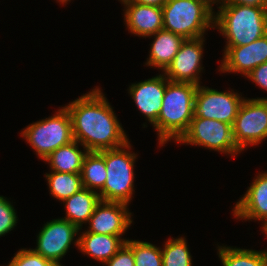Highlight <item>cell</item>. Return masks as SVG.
<instances>
[{
  "label": "cell",
  "mask_w": 267,
  "mask_h": 266,
  "mask_svg": "<svg viewBox=\"0 0 267 266\" xmlns=\"http://www.w3.org/2000/svg\"><path fill=\"white\" fill-rule=\"evenodd\" d=\"M73 137L88 152H100L129 142L112 106L96 87L67 106Z\"/></svg>",
  "instance_id": "cell-1"
},
{
  "label": "cell",
  "mask_w": 267,
  "mask_h": 266,
  "mask_svg": "<svg viewBox=\"0 0 267 266\" xmlns=\"http://www.w3.org/2000/svg\"><path fill=\"white\" fill-rule=\"evenodd\" d=\"M197 88L193 83L167 82L162 108L152 125L157 130L159 145L163 146L171 139L177 142L188 130Z\"/></svg>",
  "instance_id": "cell-2"
},
{
  "label": "cell",
  "mask_w": 267,
  "mask_h": 266,
  "mask_svg": "<svg viewBox=\"0 0 267 266\" xmlns=\"http://www.w3.org/2000/svg\"><path fill=\"white\" fill-rule=\"evenodd\" d=\"M214 28L226 37V46H243L267 34V9L248 5H220Z\"/></svg>",
  "instance_id": "cell-3"
},
{
  "label": "cell",
  "mask_w": 267,
  "mask_h": 266,
  "mask_svg": "<svg viewBox=\"0 0 267 266\" xmlns=\"http://www.w3.org/2000/svg\"><path fill=\"white\" fill-rule=\"evenodd\" d=\"M214 13L206 0H167L162 6L163 29L185 39L204 37L214 28Z\"/></svg>",
  "instance_id": "cell-4"
},
{
  "label": "cell",
  "mask_w": 267,
  "mask_h": 266,
  "mask_svg": "<svg viewBox=\"0 0 267 266\" xmlns=\"http://www.w3.org/2000/svg\"><path fill=\"white\" fill-rule=\"evenodd\" d=\"M130 141L124 146L105 150L106 180L99 192L103 201L128 204L134 191V162L136 154L130 150ZM127 149V150H125Z\"/></svg>",
  "instance_id": "cell-5"
},
{
  "label": "cell",
  "mask_w": 267,
  "mask_h": 266,
  "mask_svg": "<svg viewBox=\"0 0 267 266\" xmlns=\"http://www.w3.org/2000/svg\"><path fill=\"white\" fill-rule=\"evenodd\" d=\"M21 136L44 160L53 151L74 140L69 112L62 107L55 115L28 125L21 131Z\"/></svg>",
  "instance_id": "cell-6"
},
{
  "label": "cell",
  "mask_w": 267,
  "mask_h": 266,
  "mask_svg": "<svg viewBox=\"0 0 267 266\" xmlns=\"http://www.w3.org/2000/svg\"><path fill=\"white\" fill-rule=\"evenodd\" d=\"M177 142L203 146L234 157L241 153L234 141L232 125L209 118H193Z\"/></svg>",
  "instance_id": "cell-7"
},
{
  "label": "cell",
  "mask_w": 267,
  "mask_h": 266,
  "mask_svg": "<svg viewBox=\"0 0 267 266\" xmlns=\"http://www.w3.org/2000/svg\"><path fill=\"white\" fill-rule=\"evenodd\" d=\"M236 146L243 151L267 138V98L244 99L232 125Z\"/></svg>",
  "instance_id": "cell-8"
},
{
  "label": "cell",
  "mask_w": 267,
  "mask_h": 266,
  "mask_svg": "<svg viewBox=\"0 0 267 266\" xmlns=\"http://www.w3.org/2000/svg\"><path fill=\"white\" fill-rule=\"evenodd\" d=\"M245 98L231 90L222 92L198 86L193 104V118H209L233 125Z\"/></svg>",
  "instance_id": "cell-9"
},
{
  "label": "cell",
  "mask_w": 267,
  "mask_h": 266,
  "mask_svg": "<svg viewBox=\"0 0 267 266\" xmlns=\"http://www.w3.org/2000/svg\"><path fill=\"white\" fill-rule=\"evenodd\" d=\"M79 228L63 218L53 219L45 223L37 236V246L33 249L46 259L60 264V260L68 252L71 243L78 247V238H74ZM75 239V240H74Z\"/></svg>",
  "instance_id": "cell-10"
},
{
  "label": "cell",
  "mask_w": 267,
  "mask_h": 266,
  "mask_svg": "<svg viewBox=\"0 0 267 266\" xmlns=\"http://www.w3.org/2000/svg\"><path fill=\"white\" fill-rule=\"evenodd\" d=\"M204 37L185 39L172 63L164 71L166 78L173 82H188L200 85L199 73L203 56Z\"/></svg>",
  "instance_id": "cell-11"
},
{
  "label": "cell",
  "mask_w": 267,
  "mask_h": 266,
  "mask_svg": "<svg viewBox=\"0 0 267 266\" xmlns=\"http://www.w3.org/2000/svg\"><path fill=\"white\" fill-rule=\"evenodd\" d=\"M265 62H267V34L247 45L225 46L219 71L238 72L246 76Z\"/></svg>",
  "instance_id": "cell-12"
},
{
  "label": "cell",
  "mask_w": 267,
  "mask_h": 266,
  "mask_svg": "<svg viewBox=\"0 0 267 266\" xmlns=\"http://www.w3.org/2000/svg\"><path fill=\"white\" fill-rule=\"evenodd\" d=\"M127 206L128 204L121 202L101 200L89 218L87 232L122 236L133 221Z\"/></svg>",
  "instance_id": "cell-13"
},
{
  "label": "cell",
  "mask_w": 267,
  "mask_h": 266,
  "mask_svg": "<svg viewBox=\"0 0 267 266\" xmlns=\"http://www.w3.org/2000/svg\"><path fill=\"white\" fill-rule=\"evenodd\" d=\"M168 81L165 74H160L129 86L128 91L135 105H137L138 110L147 117L152 125L157 121L162 108V101Z\"/></svg>",
  "instance_id": "cell-14"
},
{
  "label": "cell",
  "mask_w": 267,
  "mask_h": 266,
  "mask_svg": "<svg viewBox=\"0 0 267 266\" xmlns=\"http://www.w3.org/2000/svg\"><path fill=\"white\" fill-rule=\"evenodd\" d=\"M233 216L243 220L263 221L267 226V172L259 173L244 196L235 204Z\"/></svg>",
  "instance_id": "cell-15"
},
{
  "label": "cell",
  "mask_w": 267,
  "mask_h": 266,
  "mask_svg": "<svg viewBox=\"0 0 267 266\" xmlns=\"http://www.w3.org/2000/svg\"><path fill=\"white\" fill-rule=\"evenodd\" d=\"M124 20L132 34L149 37L163 29L162 7L143 5L136 2L124 3Z\"/></svg>",
  "instance_id": "cell-16"
},
{
  "label": "cell",
  "mask_w": 267,
  "mask_h": 266,
  "mask_svg": "<svg viewBox=\"0 0 267 266\" xmlns=\"http://www.w3.org/2000/svg\"><path fill=\"white\" fill-rule=\"evenodd\" d=\"M78 249L94 260L105 263L110 260L126 243L121 236L82 232L78 237Z\"/></svg>",
  "instance_id": "cell-17"
},
{
  "label": "cell",
  "mask_w": 267,
  "mask_h": 266,
  "mask_svg": "<svg viewBox=\"0 0 267 266\" xmlns=\"http://www.w3.org/2000/svg\"><path fill=\"white\" fill-rule=\"evenodd\" d=\"M150 47V55L145 63L147 66L158 67L164 72L172 63L185 38L167 30H160L154 35Z\"/></svg>",
  "instance_id": "cell-18"
},
{
  "label": "cell",
  "mask_w": 267,
  "mask_h": 266,
  "mask_svg": "<svg viewBox=\"0 0 267 266\" xmlns=\"http://www.w3.org/2000/svg\"><path fill=\"white\" fill-rule=\"evenodd\" d=\"M100 201L99 193L82 188L63 201L66 208V216L63 219L75 224L81 230L82 224L89 221Z\"/></svg>",
  "instance_id": "cell-19"
},
{
  "label": "cell",
  "mask_w": 267,
  "mask_h": 266,
  "mask_svg": "<svg viewBox=\"0 0 267 266\" xmlns=\"http://www.w3.org/2000/svg\"><path fill=\"white\" fill-rule=\"evenodd\" d=\"M78 141L73 140L67 145L61 146L53 151L44 161L48 162L51 171L61 173H81L82 164L85 155L88 153L86 149H79Z\"/></svg>",
  "instance_id": "cell-20"
},
{
  "label": "cell",
  "mask_w": 267,
  "mask_h": 266,
  "mask_svg": "<svg viewBox=\"0 0 267 266\" xmlns=\"http://www.w3.org/2000/svg\"><path fill=\"white\" fill-rule=\"evenodd\" d=\"M106 172L105 150L88 152L84 157L80 173L83 188L100 192L105 185Z\"/></svg>",
  "instance_id": "cell-21"
},
{
  "label": "cell",
  "mask_w": 267,
  "mask_h": 266,
  "mask_svg": "<svg viewBox=\"0 0 267 266\" xmlns=\"http://www.w3.org/2000/svg\"><path fill=\"white\" fill-rule=\"evenodd\" d=\"M218 254L223 266H267V250L218 246Z\"/></svg>",
  "instance_id": "cell-22"
},
{
  "label": "cell",
  "mask_w": 267,
  "mask_h": 266,
  "mask_svg": "<svg viewBox=\"0 0 267 266\" xmlns=\"http://www.w3.org/2000/svg\"><path fill=\"white\" fill-rule=\"evenodd\" d=\"M45 176L48 181L50 194L61 201H64L83 188L80 173L51 171L49 174L46 173Z\"/></svg>",
  "instance_id": "cell-23"
},
{
  "label": "cell",
  "mask_w": 267,
  "mask_h": 266,
  "mask_svg": "<svg viewBox=\"0 0 267 266\" xmlns=\"http://www.w3.org/2000/svg\"><path fill=\"white\" fill-rule=\"evenodd\" d=\"M162 251V266H192L185 237L169 239Z\"/></svg>",
  "instance_id": "cell-24"
},
{
  "label": "cell",
  "mask_w": 267,
  "mask_h": 266,
  "mask_svg": "<svg viewBox=\"0 0 267 266\" xmlns=\"http://www.w3.org/2000/svg\"><path fill=\"white\" fill-rule=\"evenodd\" d=\"M125 244L133 251L134 266H162L161 248L138 240L128 239Z\"/></svg>",
  "instance_id": "cell-25"
},
{
  "label": "cell",
  "mask_w": 267,
  "mask_h": 266,
  "mask_svg": "<svg viewBox=\"0 0 267 266\" xmlns=\"http://www.w3.org/2000/svg\"><path fill=\"white\" fill-rule=\"evenodd\" d=\"M7 266H57V264L39 255L33 249L24 248L15 254Z\"/></svg>",
  "instance_id": "cell-26"
},
{
  "label": "cell",
  "mask_w": 267,
  "mask_h": 266,
  "mask_svg": "<svg viewBox=\"0 0 267 266\" xmlns=\"http://www.w3.org/2000/svg\"><path fill=\"white\" fill-rule=\"evenodd\" d=\"M17 215L10 201L0 196V237L10 232L17 223Z\"/></svg>",
  "instance_id": "cell-27"
},
{
  "label": "cell",
  "mask_w": 267,
  "mask_h": 266,
  "mask_svg": "<svg viewBox=\"0 0 267 266\" xmlns=\"http://www.w3.org/2000/svg\"><path fill=\"white\" fill-rule=\"evenodd\" d=\"M135 258L133 251L124 244L122 248L103 265L107 266H134Z\"/></svg>",
  "instance_id": "cell-28"
},
{
  "label": "cell",
  "mask_w": 267,
  "mask_h": 266,
  "mask_svg": "<svg viewBox=\"0 0 267 266\" xmlns=\"http://www.w3.org/2000/svg\"><path fill=\"white\" fill-rule=\"evenodd\" d=\"M246 77L256 83V85H259L261 89L267 91V62L257 66L250 73H248Z\"/></svg>",
  "instance_id": "cell-29"
},
{
  "label": "cell",
  "mask_w": 267,
  "mask_h": 266,
  "mask_svg": "<svg viewBox=\"0 0 267 266\" xmlns=\"http://www.w3.org/2000/svg\"><path fill=\"white\" fill-rule=\"evenodd\" d=\"M220 5H248L267 9V0H221Z\"/></svg>",
  "instance_id": "cell-30"
},
{
  "label": "cell",
  "mask_w": 267,
  "mask_h": 266,
  "mask_svg": "<svg viewBox=\"0 0 267 266\" xmlns=\"http://www.w3.org/2000/svg\"><path fill=\"white\" fill-rule=\"evenodd\" d=\"M131 2H136L143 5H151L162 7L167 0H130Z\"/></svg>",
  "instance_id": "cell-31"
},
{
  "label": "cell",
  "mask_w": 267,
  "mask_h": 266,
  "mask_svg": "<svg viewBox=\"0 0 267 266\" xmlns=\"http://www.w3.org/2000/svg\"><path fill=\"white\" fill-rule=\"evenodd\" d=\"M208 3H210L212 6H213V4H215V3H220L221 2V0H206ZM220 1V2H219Z\"/></svg>",
  "instance_id": "cell-32"
},
{
  "label": "cell",
  "mask_w": 267,
  "mask_h": 266,
  "mask_svg": "<svg viewBox=\"0 0 267 266\" xmlns=\"http://www.w3.org/2000/svg\"><path fill=\"white\" fill-rule=\"evenodd\" d=\"M59 3H62V4H65V3H67L68 1H70V0H57Z\"/></svg>",
  "instance_id": "cell-33"
},
{
  "label": "cell",
  "mask_w": 267,
  "mask_h": 266,
  "mask_svg": "<svg viewBox=\"0 0 267 266\" xmlns=\"http://www.w3.org/2000/svg\"><path fill=\"white\" fill-rule=\"evenodd\" d=\"M263 232H265L264 234H266V235H267V226H266V228H265V229H263Z\"/></svg>",
  "instance_id": "cell-34"
},
{
  "label": "cell",
  "mask_w": 267,
  "mask_h": 266,
  "mask_svg": "<svg viewBox=\"0 0 267 266\" xmlns=\"http://www.w3.org/2000/svg\"><path fill=\"white\" fill-rule=\"evenodd\" d=\"M119 1H121V3H124V2L129 1V0H119Z\"/></svg>",
  "instance_id": "cell-35"
}]
</instances>
